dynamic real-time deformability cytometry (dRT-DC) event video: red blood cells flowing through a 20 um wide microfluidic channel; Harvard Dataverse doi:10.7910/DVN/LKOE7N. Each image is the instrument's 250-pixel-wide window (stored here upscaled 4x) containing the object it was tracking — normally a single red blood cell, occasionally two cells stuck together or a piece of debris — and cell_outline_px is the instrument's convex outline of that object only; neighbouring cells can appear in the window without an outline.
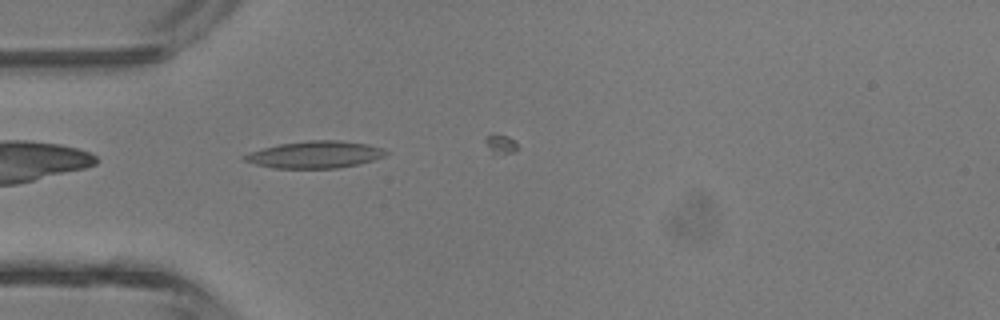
{"species": "common noctule bat (a hibernating species)", "species_latin": "Nyctalus noctula", "temperature_condition": "room temperature", "stored_images_in_passage": 4, "camera_frame_rate_fps": 3000, "um_per_image_px": 0.085, "animal": {"sex": "male", "body_mass_g": 13.3}, "frame": {"image": 1, "passage_image": 1, "time_ms": 0.0, "image_size_px": [1000, 320], "cell_outline_px": [[388, 152], [384, 156], [360, 164], [336, 168], [276, 168], [256, 164], [244, 160], [240, 156], [248, 152], [280, 144], [308, 140], [336, 140], [368, 144], [384, 148]], "centroid_in_image_um": [26.78, 13.14], "position_along_channel_um": 58.2, "area_um2": 22.2}}